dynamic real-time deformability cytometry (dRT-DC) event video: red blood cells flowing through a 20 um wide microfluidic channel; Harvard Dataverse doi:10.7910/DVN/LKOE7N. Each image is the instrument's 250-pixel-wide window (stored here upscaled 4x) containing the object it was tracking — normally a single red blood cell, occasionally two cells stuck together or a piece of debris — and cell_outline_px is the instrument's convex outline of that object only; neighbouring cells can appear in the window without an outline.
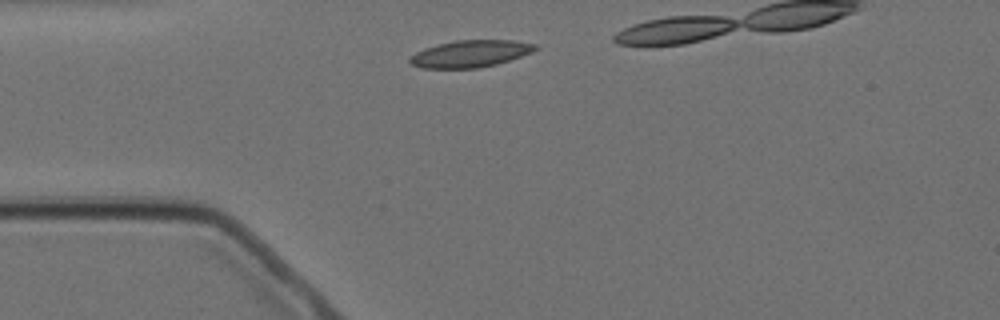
{"species": "Egyptian fruit bat (a non-hibernating species)", "species_latin": "Rousettus aegyptiacus", "temperature_condition": "cold", "stored_images_in_passage": 5, "segment_of_instrument_passage": [1, 2], "camera_frame_rate_fps": 3000, "um_per_image_px": 0.085, "animal": {"sex": "female"}, "frame": {"image": 1, "passage_image": 1, "time_ms": 0.0, "image_size_px": [1000, 320], "cell_outline_px": [[540, 48], [532, 52], [496, 64], [476, 68], [420, 68], [412, 64], [408, 60], [416, 52], [424, 48], [456, 40], [512, 40], [536, 44]], "centroid_in_image_um": [39.99, 4.56], "position_along_channel_um": 45.0, "area_um2": 19.54}}
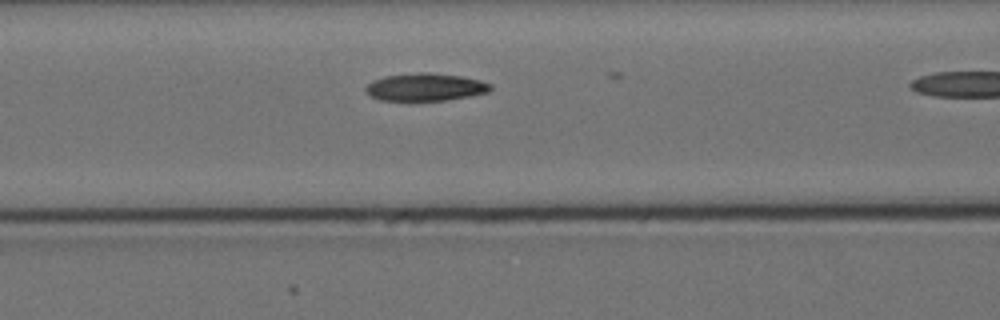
{"frame": {"image": 2, "passage_image": 4, "time_ms": 4.333, "image_size_px": [1000, 320], "cell_outline_px": [[492, 88], [488, 92], [448, 100], [380, 100], [364, 92], [364, 88], [372, 80], [384, 76], [420, 72], [428, 72], [460, 76], [480, 80], [492, 84]], "centroid_in_image_um": [36.14, 7.39], "position_along_channel_um": 130.5, "area_um2": 20.06}}